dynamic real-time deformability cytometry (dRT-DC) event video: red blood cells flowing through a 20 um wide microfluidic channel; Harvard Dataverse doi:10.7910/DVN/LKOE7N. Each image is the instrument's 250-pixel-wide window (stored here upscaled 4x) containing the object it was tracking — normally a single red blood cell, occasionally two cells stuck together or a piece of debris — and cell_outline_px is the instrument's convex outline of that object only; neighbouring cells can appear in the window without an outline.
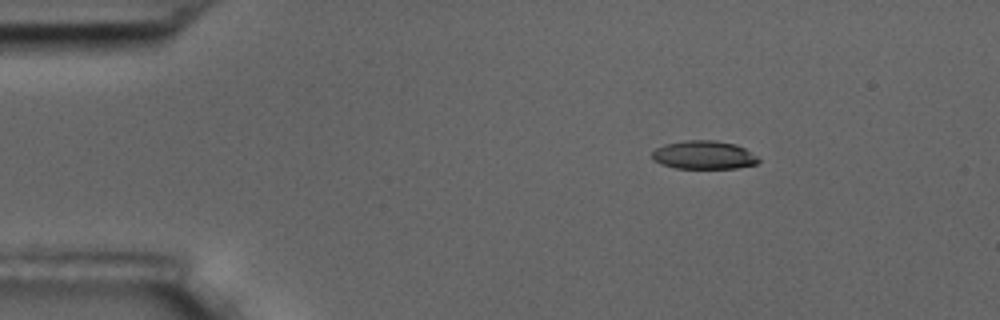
{"species": "common noctule bat (a hibernating species)", "species_latin": "Nyctalus noctula", "temperature_condition": "room temperature", "stored_images_in_passage": 5, "camera_frame_rate_fps": 3000, "um_per_image_px": 0.085, "animal": {"sex": "male", "body_mass_g": 17.5, "forearm_length_mm": 52.3}, "frame": {"image": 1, "passage_image": 1, "time_ms": 0.0, "image_size_px": [1000, 320], "cell_outline_px": [[760, 160], [756, 164], [736, 168], [676, 168], [660, 164], [652, 160], [652, 152], [656, 148], [664, 144], [684, 140], [716, 140], [736, 144], [744, 148], [756, 156]], "centroid_in_image_um": [59.79, 13.17], "position_along_channel_um": 25.2, "area_um2": 17.69}}
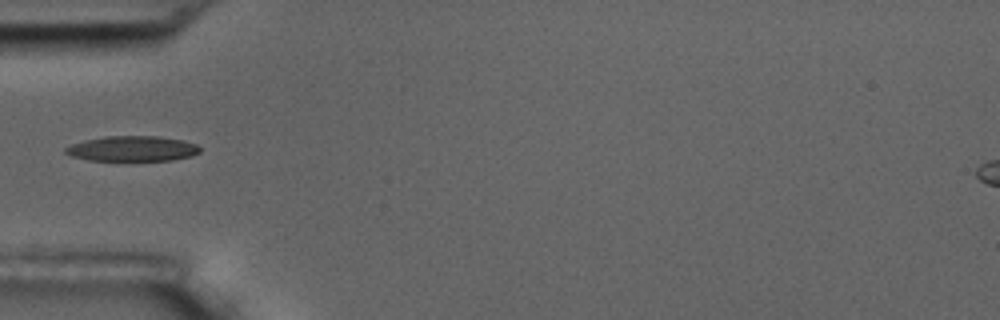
{"frame": {"image": 2, "passage_image": 3, "time_ms": 3.333, "image_size_px": [1000, 320], "cell_outline_px": [[200, 152], [192, 156], [172, 160], [88, 160], [72, 156], [64, 152], [64, 148], [72, 144], [84, 140], [104, 136], [160, 136], [184, 140], [196, 144], [200, 148]], "centroid_in_image_um": [11.26, 12.62], "position_along_channel_um": 73.7, "area_um2": 19.83}}